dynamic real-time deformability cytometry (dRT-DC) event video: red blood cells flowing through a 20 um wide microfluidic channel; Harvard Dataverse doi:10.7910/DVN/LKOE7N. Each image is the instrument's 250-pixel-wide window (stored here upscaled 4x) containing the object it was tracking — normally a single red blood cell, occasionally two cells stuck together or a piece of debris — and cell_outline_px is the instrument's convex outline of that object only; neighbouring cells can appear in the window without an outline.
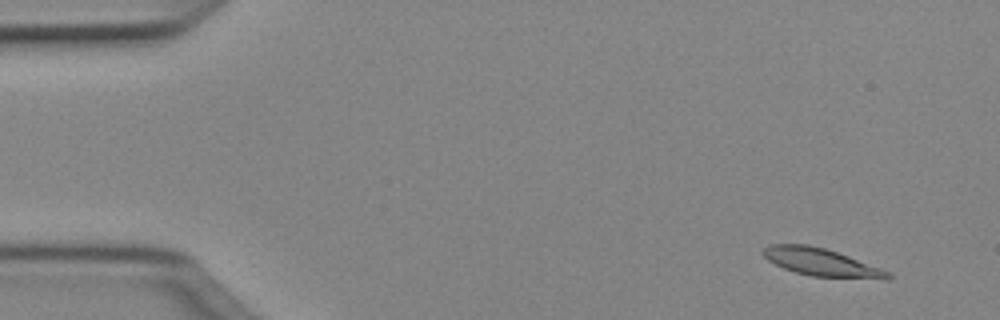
{"species": "Egyptian fruit bat (a non-hibernating species)", "species_latin": "Rousettus aegyptiacus", "temperature_condition": "cold", "stored_images_in_passage": 48, "camera_frame_rate_fps": 3000, "um_per_image_px": 0.085, "animal": {"sex": "female"}, "frame": {"image": 1, "passage_image": 1, "time_ms": 0.0, "image_size_px": [1000, 320], "cell_outline_px": [[892, 276], [888, 280], [884, 280], [812, 276], [796, 272], [784, 268], [768, 260], [760, 252], [768, 244], [808, 244], [824, 248], [848, 256], [880, 268], [888, 272]], "centroid_in_image_um": [69.81, 22.3], "position_along_channel_um": 15.2, "area_um2": 20.06}}
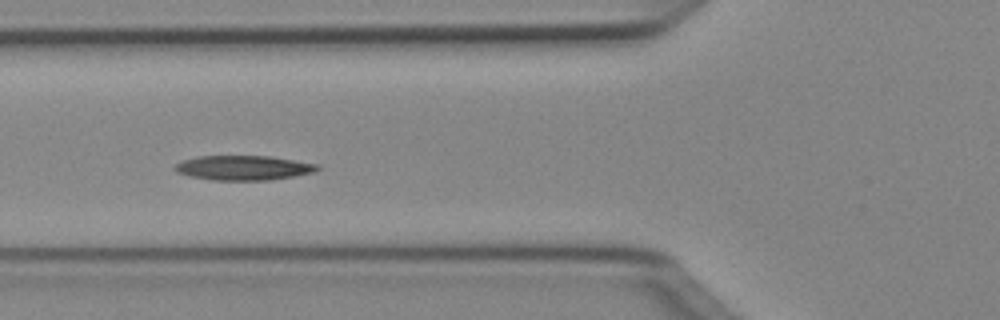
{"frame": {"image": 2, "passage_image": 16, "time_ms": 5.0, "image_size_px": [1000, 320], "cell_outline_px": [[320, 168], [316, 172], [272, 180], [212, 180], [188, 176], [176, 172], [172, 168], [180, 160], [196, 156], [272, 156], [320, 164]], "centroid_in_image_um": [20.69, 14.26], "position_along_channel_um": 105.1, "area_um2": 20.87}}
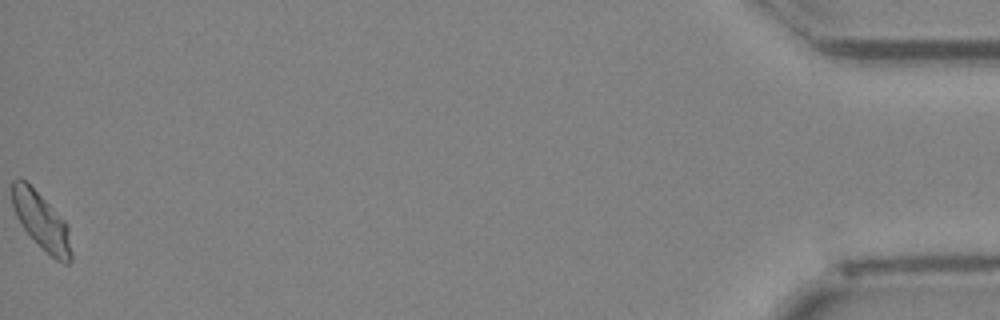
{"frame": {"image": 3, "passage_image": 48, "time_ms": 15.667, "image_size_px": [1000, 320], "cell_outline_px": [[72, 260], [68, 264], [64, 264], [56, 260], [24, 228], [16, 216], [12, 204], [12, 180], [16, 176], [20, 176], [68, 224], [72, 252]], "centroid_in_image_um": [3.53, 18.79], "position_along_channel_um": 431.7, "area_um2": 19.19}, "authors_computed_cell_mechanics": {"area_um2": 19.8832, "velocity_mm_per_s": 3.9978, "shape_relaxation_time_tau1_ms": 3.8308, "shape_relaxation_time_tau2_ms": null, "deformation_change_tau1": 0.1228, "deformation_change_tau2": null}}